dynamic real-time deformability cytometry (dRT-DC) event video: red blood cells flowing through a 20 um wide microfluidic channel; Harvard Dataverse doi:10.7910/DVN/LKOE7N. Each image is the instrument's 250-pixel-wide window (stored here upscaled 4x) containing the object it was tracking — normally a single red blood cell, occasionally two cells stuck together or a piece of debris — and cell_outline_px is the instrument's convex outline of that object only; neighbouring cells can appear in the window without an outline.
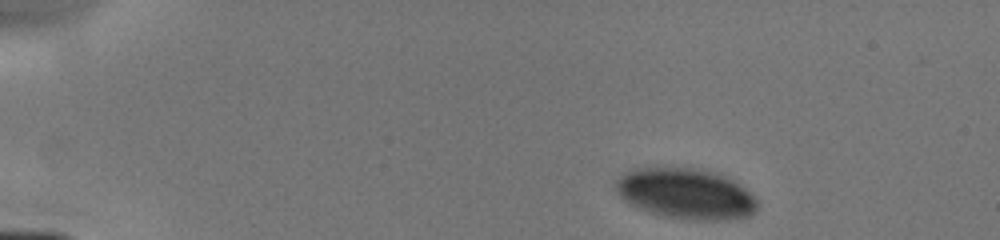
{"species": "human", "species_latin": "Homo sapiens", "temperature_condition": "cold", "stored_images_in_passage": 5, "camera_frame_rate_fps": 3000, "um_per_image_px": 0.085, "donor": {"sex": "male"}, "frame": {"image": 1, "passage_image": 1, "time_ms": 0.0, "image_size_px": [1000, 240], "cell_outline_px": [[756, 208], [748, 216], [716, 220], [692, 220], [668, 216], [652, 212], [640, 208], [624, 200], [616, 192], [612, 184], [624, 172], [632, 168], [656, 164], [664, 164], [700, 168], [716, 172], [728, 176], [744, 188], [756, 200]], "centroid_in_image_um": [58.2, 16.37], "position_along_channel_um": 26.8, "area_um2": 42.6}}
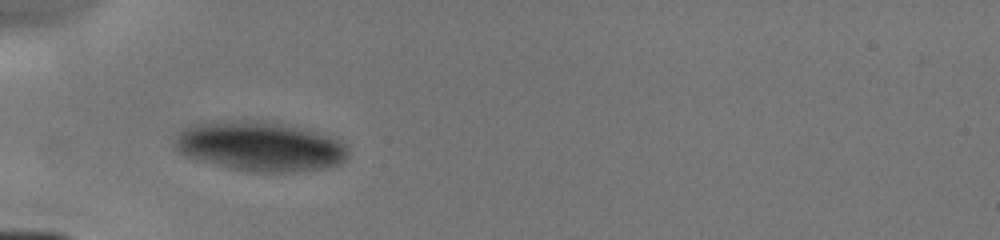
{"frame": {"image": 2, "passage_image": 4, "time_ms": 3.0, "image_size_px": [1000, 240], "cell_outline_px": [[348, 152], [344, 160], [336, 164], [324, 168], [288, 172], [248, 172], [200, 160], [176, 152], [176, 136], [180, 128], [196, 120], [280, 120], [332, 136], [340, 140], [348, 148]], "centroid_in_image_um": [22.06, 12.37], "position_along_channel_um": 62.9, "area_um2": 51.44}}